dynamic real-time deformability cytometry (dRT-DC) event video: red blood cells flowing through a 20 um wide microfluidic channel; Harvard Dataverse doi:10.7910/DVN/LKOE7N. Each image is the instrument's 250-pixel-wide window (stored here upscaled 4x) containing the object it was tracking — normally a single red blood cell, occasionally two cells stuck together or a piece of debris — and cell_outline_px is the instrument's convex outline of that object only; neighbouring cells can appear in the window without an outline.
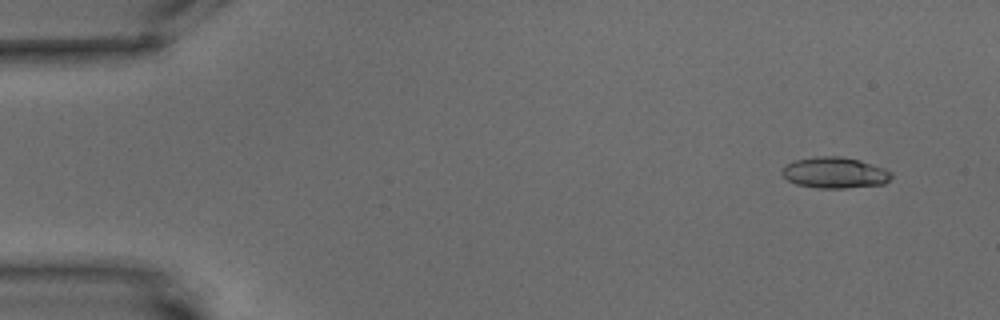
{"species": "common noctule bat (a hibernating species)", "species_latin": "Nyctalus noctula", "temperature_condition": "warm", "stored_images_in_passage": 6, "camera_frame_rate_fps": 3000, "um_per_image_px": 0.085, "animal": {"sex": "male", "body_mass_g": 15.6}, "frame": {"image": 1, "passage_image": 2, "time_ms": 1.333, "image_size_px": [1000, 320], "cell_outline_px": [[892, 176], [884, 184], [844, 188], [820, 188], [796, 184], [788, 180], [780, 172], [792, 160], [816, 156], [840, 156], [860, 160], [884, 168], [892, 172]], "centroid_in_image_um": [70.95, 14.67], "position_along_channel_um": 14.0, "area_um2": 19.77}}
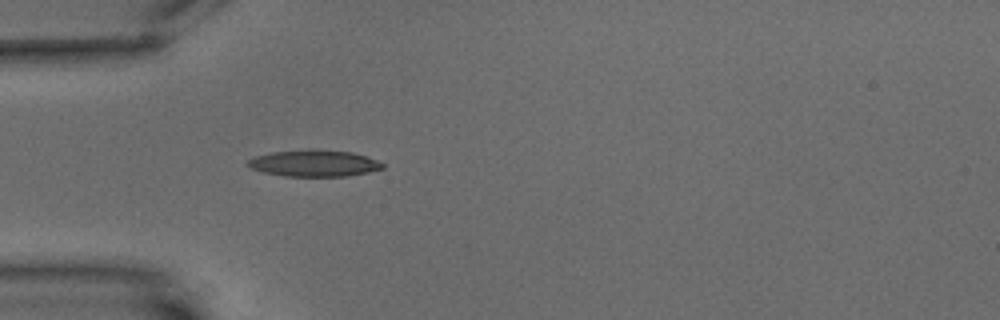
{"frame": {"image": 2, "passage_image": 6, "time_ms": 6.0, "image_size_px": [1000, 320], "cell_outline_px": [[384, 168], [368, 172], [348, 176], [284, 176], [264, 172], [252, 168], [244, 164], [248, 160], [256, 156], [272, 152], [308, 148], [316, 148], [352, 152], [368, 156], [384, 164]], "centroid_in_image_um": [26.71, 13.86], "position_along_channel_um": 58.3, "area_um2": 21.15}}